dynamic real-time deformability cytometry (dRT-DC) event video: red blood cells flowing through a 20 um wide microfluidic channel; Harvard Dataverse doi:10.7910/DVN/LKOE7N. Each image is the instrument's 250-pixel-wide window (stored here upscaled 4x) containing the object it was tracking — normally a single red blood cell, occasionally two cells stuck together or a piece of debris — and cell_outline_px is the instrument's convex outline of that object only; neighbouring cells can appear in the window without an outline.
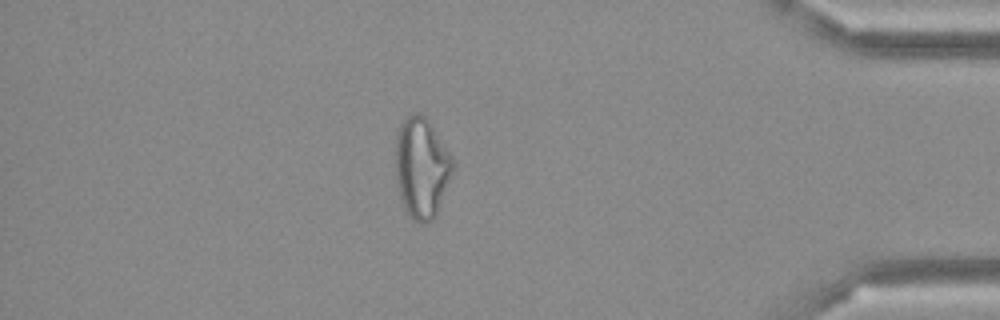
{"species": "Egyptian fruit bat (a non-hibernating species)", "species_latin": "Rousettus aegyptiacus", "temperature_condition": "cold", "stored_images_in_passage": 50, "camera_frame_rate_fps": 3000, "um_per_image_px": 0.085, "frame": {"image": 1, "passage_image": 43, "time_ms": 14.0, "image_size_px": [1000, 320], "cell_outline_px": [[456, 164], [436, 216], [432, 220], [424, 224], [420, 224], [412, 220], [408, 216], [404, 208], [400, 196], [396, 180], [396, 136], [400, 124], [404, 116], [416, 112], [420, 112], [432, 124], [452, 156]], "centroid_in_image_um": [35.85, 14.25], "position_along_channel_um": 399.4, "area_um2": 34.16}}